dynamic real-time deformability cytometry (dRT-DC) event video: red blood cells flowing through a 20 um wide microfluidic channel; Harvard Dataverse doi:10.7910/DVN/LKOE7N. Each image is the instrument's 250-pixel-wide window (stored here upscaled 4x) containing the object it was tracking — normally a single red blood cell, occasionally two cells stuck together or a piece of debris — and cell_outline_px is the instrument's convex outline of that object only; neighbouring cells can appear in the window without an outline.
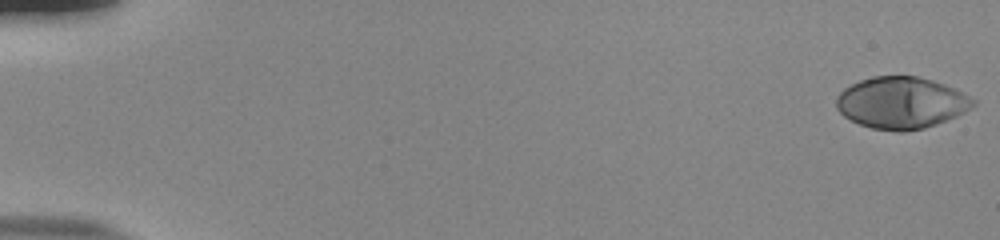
{"species": "human", "species_latin": "Homo sapiens", "temperature_condition": "room temperature", "stored_images_in_passage": 44, "camera_frame_rate_fps": 3000, "um_per_image_px": 0.085, "donor": {"sex": "male"}, "frame": {"image": 1, "passage_image": 1, "time_ms": 0.0, "image_size_px": [1000, 240], "cell_outline_px": [[976, 104], [964, 112], [956, 116], [936, 124], [924, 128], [904, 132], [896, 132], [872, 128], [860, 124], [844, 116], [836, 108], [836, 96], [844, 88], [860, 80], [872, 76], [916, 76], [932, 80], [956, 88], [976, 100]], "centroid_in_image_um": [76.61, 8.73], "position_along_channel_um": 8.4, "area_um2": 41.33}}
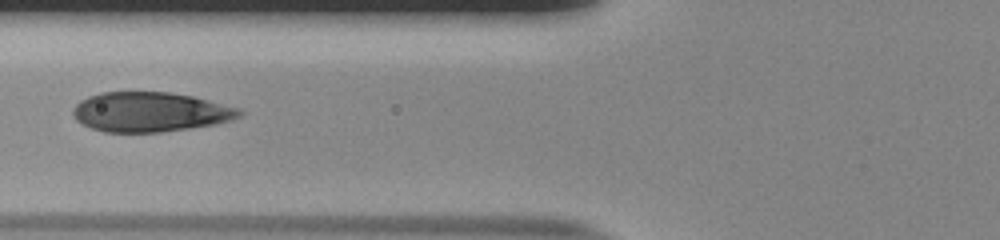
{"frame": {"image": 2, "passage_image": 23, "time_ms": 7.333, "image_size_px": [1000, 240], "cell_outline_px": [[244, 116], [232, 120], [216, 124], [160, 132], [104, 132], [92, 128], [76, 120], [72, 116], [72, 108], [80, 100], [88, 96], [100, 92], [168, 92], [192, 96], [240, 108], [244, 112]], "centroid_in_image_um": [12.77, 9.51], "position_along_channel_um": 113.0, "area_um2": 38.67}}
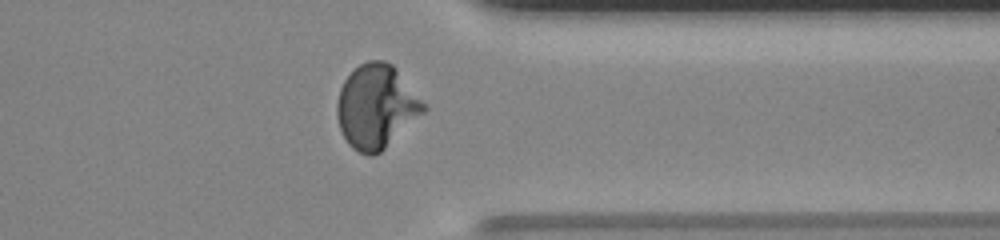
{"frame": {"image": 3, "passage_image": 44, "time_ms": 14.333, "image_size_px": [1000, 240], "cell_outline_px": [[428, 108], [424, 112], [380, 152], [372, 156], [368, 156], [352, 148], [348, 144], [340, 128], [336, 116], [336, 104], [340, 88], [344, 80], [360, 64], [368, 60], [384, 60], [392, 64], [396, 68], [428, 104]], "centroid_in_image_um": [32.0, 9.04], "position_along_channel_um": 379.4, "area_um2": 42.31}, "authors_computed_cell_mechanics": {"area_um2": 40.171, "velocity_mm_per_s": 3.8455, "shape_relaxation_time_tau1_ms": 5.2761, "shape_relaxation_time_tau2_ms": null, "deformation_change_tau1": 0.2529, "deformation_change_tau2": null}}